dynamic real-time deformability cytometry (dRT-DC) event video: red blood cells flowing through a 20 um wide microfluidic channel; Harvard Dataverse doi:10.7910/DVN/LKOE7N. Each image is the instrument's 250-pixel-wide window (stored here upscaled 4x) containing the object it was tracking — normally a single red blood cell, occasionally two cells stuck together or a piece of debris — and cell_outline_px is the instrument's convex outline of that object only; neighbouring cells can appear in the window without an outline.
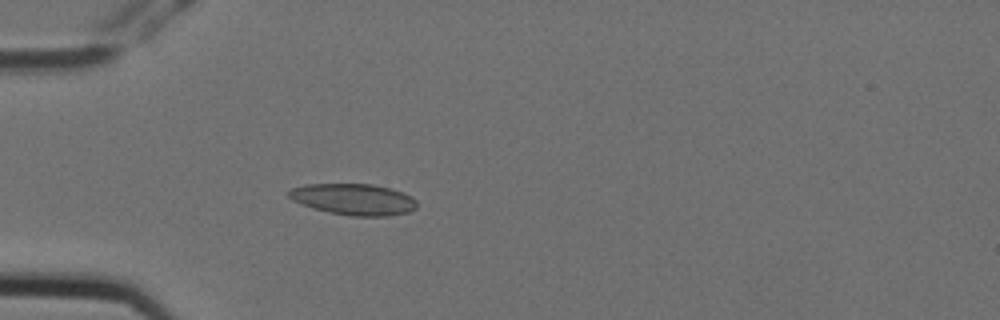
{"species": "Egyptian fruit bat (a non-hibernating species)", "species_latin": "Rousettus aegyptiacus", "temperature_condition": "cold", "stored_images_in_passage": 4, "camera_frame_rate_fps": 3000, "um_per_image_px": 0.085, "animal": {"sex": "female"}, "frame": {"image": 1, "passage_image": 4, "time_ms": 1.0, "image_size_px": [1000, 320], "cell_outline_px": [[416, 208], [408, 212], [388, 216], [352, 216], [312, 208], [300, 204], [292, 200], [288, 196], [288, 192], [292, 188], [304, 184], [372, 184], [404, 192], [412, 196], [416, 200]], "centroid_in_image_um": [30.06, 16.94], "position_along_channel_um": 54.9, "area_um2": 23.35}}